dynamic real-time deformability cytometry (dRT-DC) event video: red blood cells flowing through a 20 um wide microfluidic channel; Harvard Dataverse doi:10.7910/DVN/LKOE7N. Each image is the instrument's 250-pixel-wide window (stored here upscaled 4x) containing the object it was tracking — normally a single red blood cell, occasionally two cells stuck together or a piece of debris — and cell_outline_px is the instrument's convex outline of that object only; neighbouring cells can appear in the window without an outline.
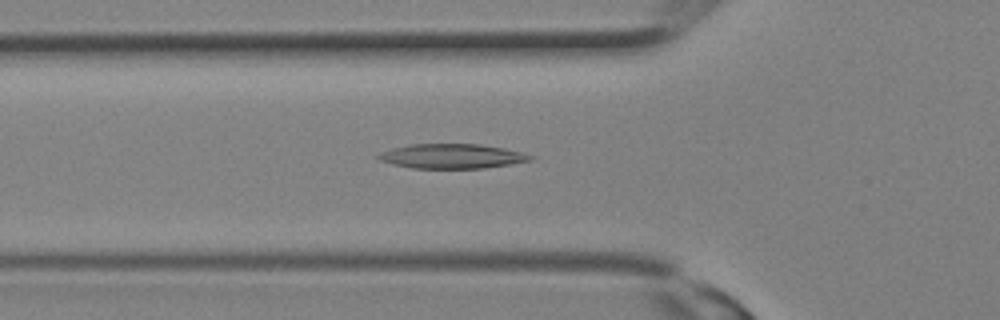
{"species": "Egyptian fruit bat (a non-hibernating species)", "species_latin": "Rousettus aegyptiacus", "temperature_condition": "room temperature", "stored_images_in_passage": 10, "camera_frame_rate_fps": 3000, "um_per_image_px": 0.085, "animal": {"sex": "female"}, "frame": {"image": 1, "passage_image": 4, "time_ms": 1.0, "image_size_px": [1000, 320], "cell_outline_px": [[536, 156], [532, 160], [484, 168], [412, 168], [392, 164], [380, 160], [376, 156], [392, 148], [408, 144], [480, 144], [504, 148]], "centroid_in_image_um": [38.42, 13.27], "position_along_channel_um": 87.4, "area_um2": 21.62}}
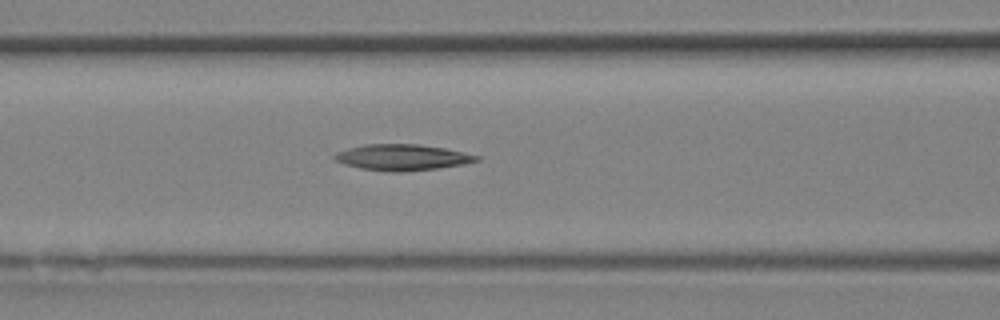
{"frame": {"image": 2, "passage_image": 6, "time_ms": 1.667, "image_size_px": [1000, 320], "cell_outline_px": [[480, 160], [464, 164], [436, 168], [400, 172], [388, 172], [360, 168], [344, 164], [336, 160], [332, 156], [336, 152], [348, 148], [364, 144], [420, 144], [444, 148], [464, 152], [480, 156]], "centroid_in_image_um": [34.18, 13.37], "position_along_channel_um": 132.4, "area_um2": 21.56}}
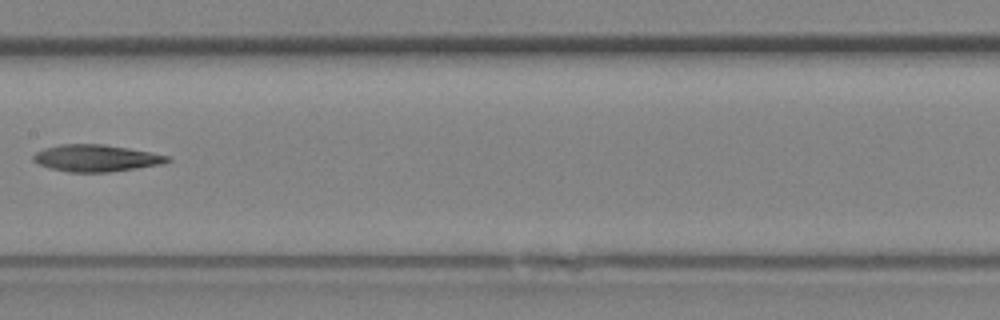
{"frame": {"image": 3, "passage_image": 9, "time_ms": 2.667, "image_size_px": [1000, 320], "cell_outline_px": [[172, 160], [164, 164], [108, 172], [68, 172], [52, 168], [40, 164], [32, 160], [32, 156], [36, 152], [44, 148], [60, 144], [104, 144], [152, 152], [172, 156]], "centroid_in_image_um": [8.22, 13.43], "position_along_channel_um": 199.2, "area_um2": 21.1}}